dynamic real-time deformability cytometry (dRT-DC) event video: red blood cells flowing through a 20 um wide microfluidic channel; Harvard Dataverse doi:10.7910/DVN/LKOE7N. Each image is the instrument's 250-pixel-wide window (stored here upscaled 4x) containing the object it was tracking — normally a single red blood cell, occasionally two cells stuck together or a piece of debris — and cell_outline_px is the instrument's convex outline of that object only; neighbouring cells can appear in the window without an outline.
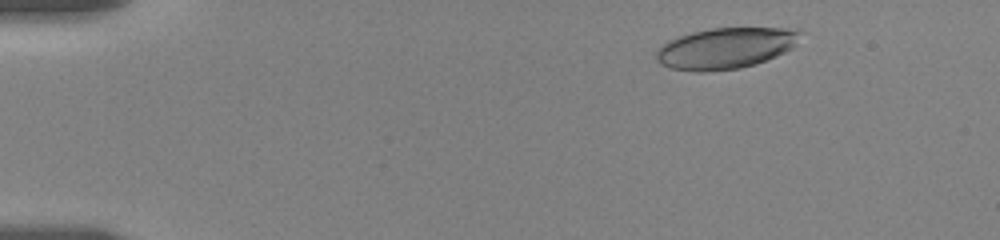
{"species": "human", "species_latin": "Homo sapiens", "temperature_condition": "room temperature", "stored_images_in_passage": 6, "camera_frame_rate_fps": 3000, "um_per_image_px": 0.085, "donor": {"sex": "female"}, "frame": {"image": 1, "passage_image": 2, "time_ms": 1.0, "image_size_px": [1000, 240], "cell_outline_px": [[804, 32], [792, 48], [776, 56], [756, 64], [740, 68], [704, 72], [696, 72], [672, 68], [660, 64], [656, 60], [656, 52], [668, 40], [676, 36], [692, 32], [712, 28], [784, 28]], "centroid_in_image_um": [61.66, 4.1], "position_along_channel_um": 23.3, "area_um2": 34.45}}
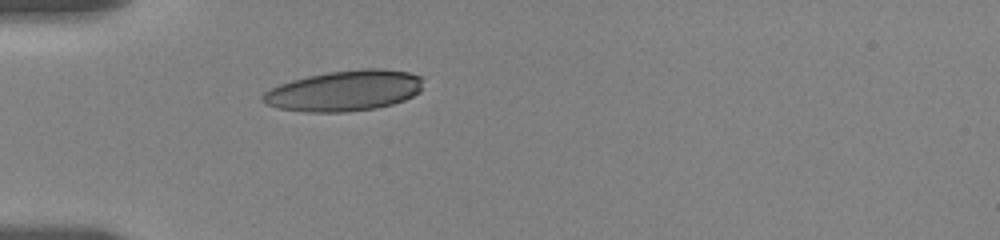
{"frame": {"image": 2, "passage_image": 6, "time_ms": 4.333, "image_size_px": [1000, 240], "cell_outline_px": [[420, 92], [404, 100], [392, 104], [376, 108], [348, 112], [304, 112], [276, 108], [264, 104], [260, 100], [260, 96], [264, 92], [280, 84], [292, 80], [308, 76], [328, 72], [364, 68], [380, 68], [408, 72], [420, 76]], "centroid_in_image_um": [29.22, 7.72], "position_along_channel_um": 55.8, "area_um2": 38.09}}